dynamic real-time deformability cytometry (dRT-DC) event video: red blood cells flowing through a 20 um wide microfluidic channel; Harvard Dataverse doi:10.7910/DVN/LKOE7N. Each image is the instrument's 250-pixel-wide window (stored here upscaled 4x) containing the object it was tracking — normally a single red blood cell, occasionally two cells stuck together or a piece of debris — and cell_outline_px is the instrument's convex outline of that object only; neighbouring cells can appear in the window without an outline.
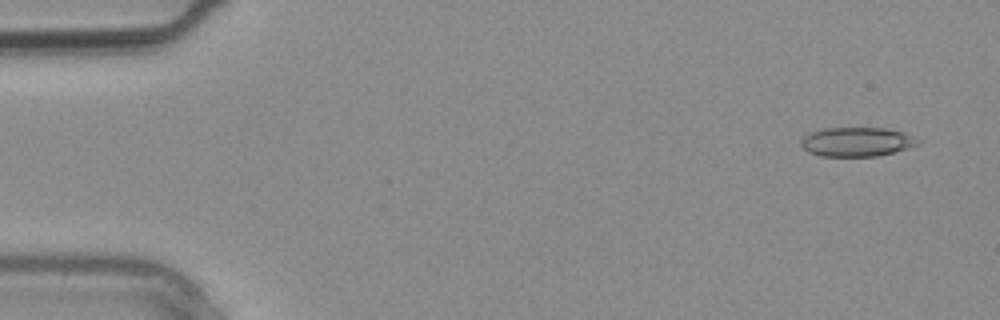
{"species": "common noctule bat (a hibernating species)", "species_latin": "Nyctalus noctula", "temperature_condition": "warm", "stored_images_in_passage": 4, "segment_of_instrument_passage": [2, 2], "camera_frame_rate_fps": 3000, "um_per_image_px": 0.085, "animal": {"sex": "male", "body_mass_g": 20.4}, "frame": {"image": 1, "passage_image": 4, "time_ms": 1.0, "image_size_px": [1000, 320], "cell_outline_px": [[920, 140], [916, 144], [892, 152], [876, 156], [820, 156], [808, 152], [800, 144], [800, 140], [808, 132], [824, 128], [884, 128], [904, 132]], "centroid_in_image_um": [72.75, 12.04], "position_along_channel_um": 12.3, "area_um2": 19.71}}